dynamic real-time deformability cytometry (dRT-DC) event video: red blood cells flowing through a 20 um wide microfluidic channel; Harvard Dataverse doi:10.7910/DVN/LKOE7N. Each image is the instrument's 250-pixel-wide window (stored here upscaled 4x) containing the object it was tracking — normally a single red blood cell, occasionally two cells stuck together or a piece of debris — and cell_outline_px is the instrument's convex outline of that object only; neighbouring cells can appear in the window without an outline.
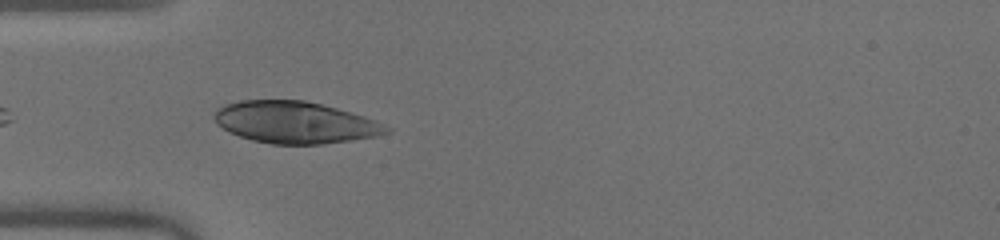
{"species": "human", "species_latin": "Homo sapiens", "temperature_condition": "warm", "stored_images_in_passage": 37, "camera_frame_rate_fps": 3000, "um_per_image_px": 0.085, "donor": {"sex": "male"}, "frame": {"image": 1, "passage_image": 2, "time_ms": 0.333, "image_size_px": [1000, 240], "cell_outline_px": [[392, 132], [380, 136], [324, 144], [272, 144], [252, 140], [240, 136], [224, 128], [212, 116], [212, 112], [216, 108], [224, 104], [240, 100], [304, 100], [352, 112], [376, 120], [392, 128]], "centroid_in_image_um": [25.12, 10.4], "position_along_channel_um": 59.9, "area_um2": 42.14}}
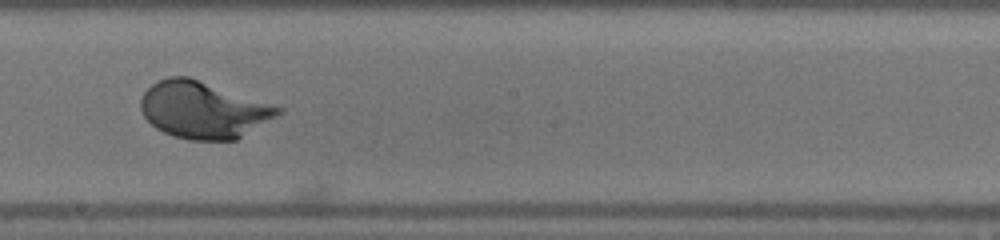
{"frame": {"image": 2, "passage_image": 15, "time_ms": 4.667, "image_size_px": [1000, 240], "cell_outline_px": [[284, 108], [276, 116], [236, 140], [188, 140], [172, 136], [156, 128], [144, 116], [140, 108], [140, 100], [144, 92], [152, 84], [168, 76], [188, 76]], "centroid_in_image_um": [17.25, 9.34], "position_along_channel_um": 231.0, "area_um2": 45.14}}
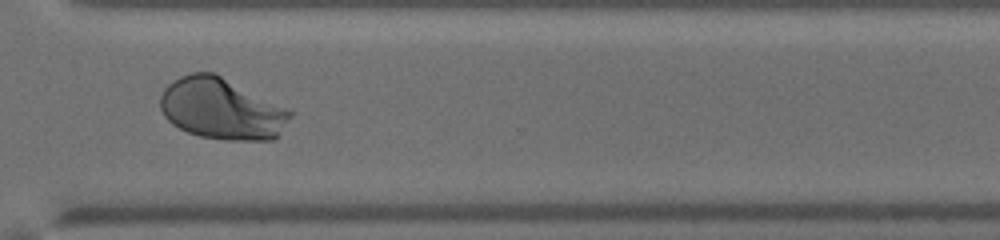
{"frame": {"image": 3, "passage_image": 24, "time_ms": 7.667, "image_size_px": [1000, 240], "cell_outline_px": [[296, 112], [276, 136], [272, 140], [224, 140], [200, 136], [188, 132], [172, 124], [164, 116], [160, 108], [160, 96], [164, 88], [168, 84], [180, 76], [192, 72], [212, 72]], "centroid_in_image_um": [18.82, 9.26], "position_along_channel_um": 351.8, "area_um2": 46.24}, "authors_computed_cell_mechanics": {"area_um2": 45.1418, "velocity_mm_per_s": 4.0201, "shape_relaxation_time_tau1_ms": 2.0497, "shape_relaxation_time_tau2_ms": null, "deformation_change_tau1": 0.166, "deformation_change_tau2": null}}